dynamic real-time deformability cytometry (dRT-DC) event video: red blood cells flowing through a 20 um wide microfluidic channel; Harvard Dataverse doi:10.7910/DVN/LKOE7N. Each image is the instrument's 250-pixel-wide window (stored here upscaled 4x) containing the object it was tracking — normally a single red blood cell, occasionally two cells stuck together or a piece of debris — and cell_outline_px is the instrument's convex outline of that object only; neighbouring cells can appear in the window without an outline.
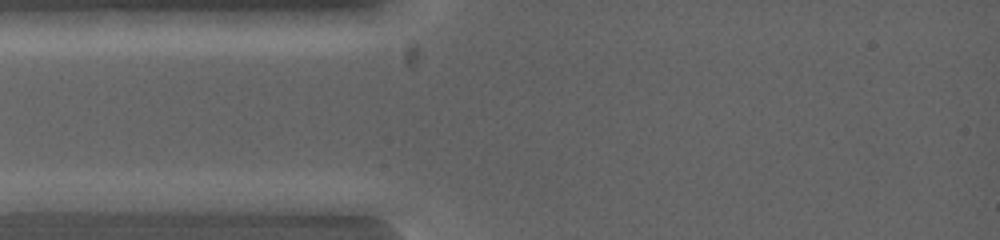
{"species": "common noctule bat (a hibernating species)", "species_latin": "Nyctalus noctula", "temperature_condition": "warm", "stored_images_in_passage": 3, "camera_frame_rate_fps": 5000, "um_per_image_px": 0.085, "animal": {"sex": "female", "body_mass_g": 19.0, "forearm_length_mm": 53.3}, "frame": {"image": 1, "passage_image": 1, "time_ms": 0.0, "image_size_px": [1000, 240], "cell_outline_px": [[260, 200], [236, 208], [160, 208], [136, 200], [188, 192], [240, 192]], "centroid_in_image_um": [17.1, 17.03], "position_along_channel_um": 67.9, "area_um2": 10.87}}